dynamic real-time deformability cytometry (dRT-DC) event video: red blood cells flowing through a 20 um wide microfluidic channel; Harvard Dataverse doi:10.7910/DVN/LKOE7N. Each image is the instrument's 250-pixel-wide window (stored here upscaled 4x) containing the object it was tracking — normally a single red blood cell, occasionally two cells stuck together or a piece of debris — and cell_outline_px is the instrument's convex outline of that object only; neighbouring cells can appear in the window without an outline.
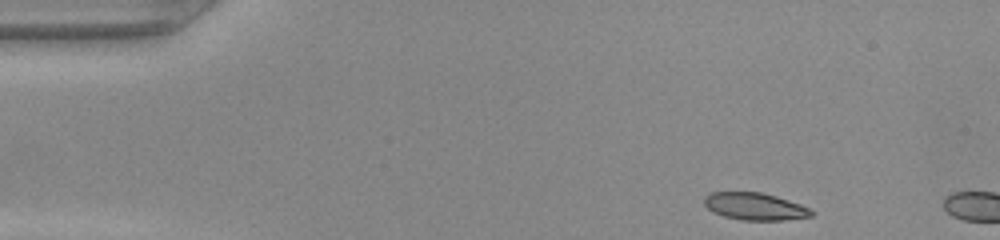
{"species": "common noctule bat (a hibernating species)", "species_latin": "Nyctalus noctula", "temperature_condition": "warm", "stored_images_in_passage": 4, "camera_frame_rate_fps": 3000, "um_per_image_px": 0.085, "animal": {"sex": "female", "body_mass_g": 22.0, "forearm_length_mm": 56.7}, "frame": {"image": 1, "passage_image": 1, "time_ms": 0.0, "image_size_px": [1000, 240], "cell_outline_px": [[816, 212], [812, 216], [784, 220], [740, 220], [724, 216], [712, 212], [704, 204], [704, 196], [712, 192], [764, 192], [800, 204]], "centroid_in_image_um": [64.16, 17.54], "position_along_channel_um": 20.8, "area_um2": 17.11}}